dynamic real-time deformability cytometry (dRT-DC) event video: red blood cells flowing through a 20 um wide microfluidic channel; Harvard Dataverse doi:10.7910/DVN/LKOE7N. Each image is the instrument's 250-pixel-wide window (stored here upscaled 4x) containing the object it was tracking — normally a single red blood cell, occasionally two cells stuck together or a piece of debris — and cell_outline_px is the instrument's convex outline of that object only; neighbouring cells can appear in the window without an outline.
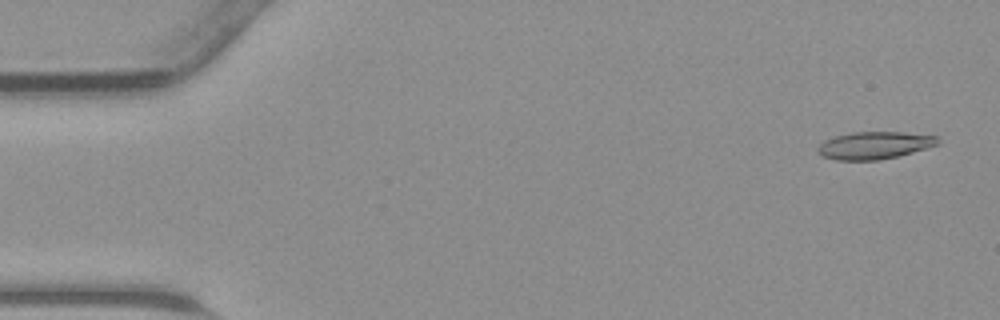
{"species": "common noctule bat (a hibernating species)", "species_latin": "Nyctalus noctula", "temperature_condition": "warm", "stored_images_in_passage": 45, "camera_frame_rate_fps": 3000, "um_per_image_px": 0.085, "animal": {"sex": "male", "body_mass_g": 23.1, "forearm_length_mm": 52.7}, "frame": {"image": 1, "passage_image": 2, "time_ms": 0.333, "image_size_px": [1000, 320], "cell_outline_px": [[940, 144], [912, 152], [880, 160], [836, 160], [820, 156], [816, 148], [824, 140], [836, 136], [852, 132], [904, 132], [936, 136], [940, 140]], "centroid_in_image_um": [74.3, 12.35], "position_along_channel_um": 10.7, "area_um2": 19.19}}
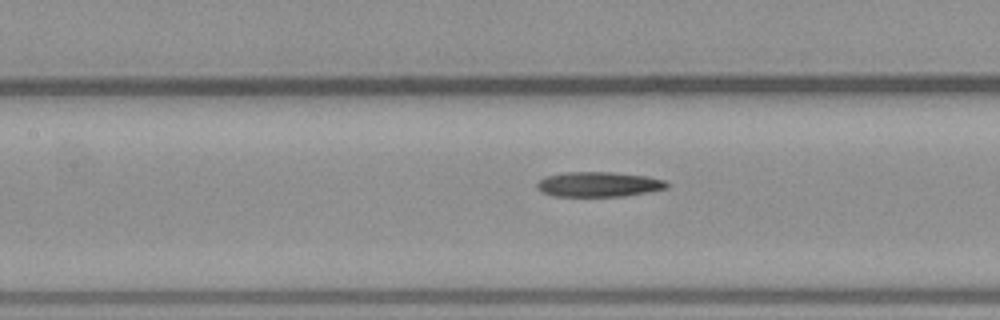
{"frame": {"image": 2, "passage_image": 20, "time_ms": 6.333, "image_size_px": [1000, 320], "cell_outline_px": [[668, 188], [648, 192], [624, 196], [552, 196], [540, 192], [536, 188], [536, 184], [544, 176], [564, 172], [612, 172], [648, 176], [664, 180], [668, 184]], "centroid_in_image_um": [50.85, 15.66], "position_along_channel_um": 156.6, "area_um2": 19.07}}
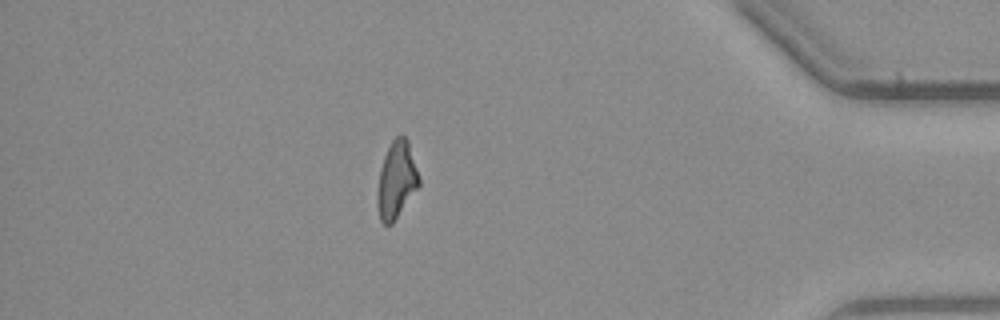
{"frame": {"image": 3, "passage_image": 39, "time_ms": 12.667, "image_size_px": [1000, 320], "cell_outline_px": [[420, 184], [392, 224], [384, 224], [380, 220], [376, 196], [376, 192], [380, 168], [384, 156], [392, 140], [396, 136], [404, 136], [408, 140], [420, 176]], "centroid_in_image_um": [33.7, 15.29], "position_along_channel_um": 401.5, "area_um2": 18.67}}